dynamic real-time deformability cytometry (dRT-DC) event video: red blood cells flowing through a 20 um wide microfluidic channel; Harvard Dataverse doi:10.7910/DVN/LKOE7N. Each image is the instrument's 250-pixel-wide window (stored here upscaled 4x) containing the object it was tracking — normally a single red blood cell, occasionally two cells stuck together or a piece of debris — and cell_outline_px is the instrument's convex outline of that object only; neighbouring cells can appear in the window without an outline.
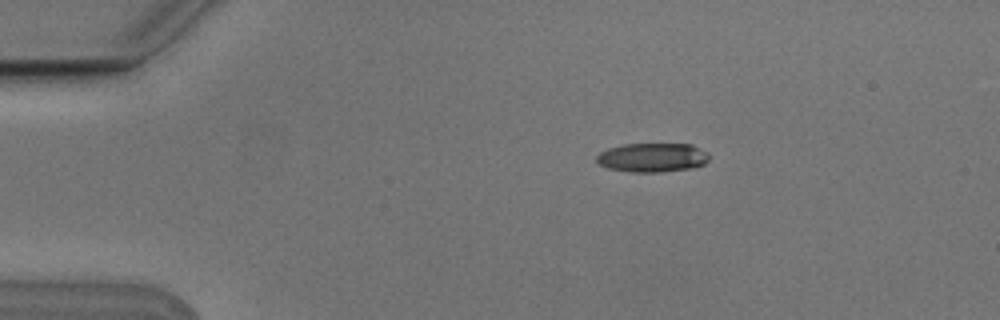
{"species": "Egyptian fruit bat (a non-hibernating species)", "species_latin": "Rousettus aegyptiacus", "temperature_condition": "cold", "stored_images_in_passage": 9, "camera_frame_rate_fps": 3000, "um_per_image_px": 0.085, "animal": {"sex": "male"}, "frame": {"image": 1, "passage_image": 1, "time_ms": 0.0, "image_size_px": [1000, 320], "cell_outline_px": [[712, 156], [704, 164], [696, 168], [664, 172], [628, 172], [608, 168], [600, 164], [596, 160], [596, 156], [600, 152], [608, 148], [624, 144], [692, 144], [708, 152]], "centroid_in_image_um": [55.51, 13.4], "position_along_channel_um": 29.5, "area_um2": 19.42}}
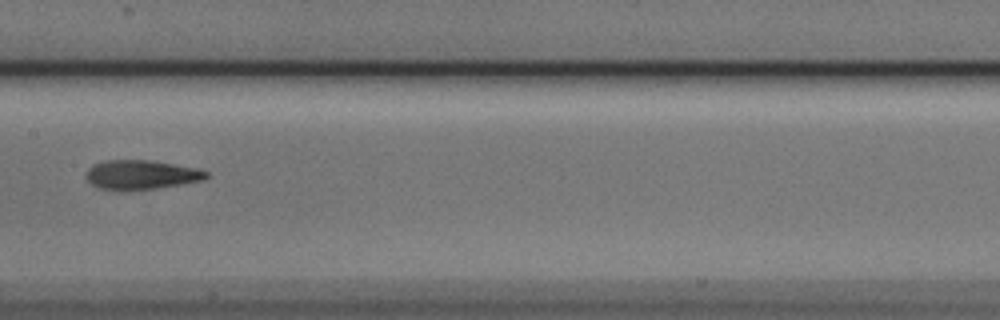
{"frame": {"image": 2, "passage_image": 6, "time_ms": 1.667, "image_size_px": [1000, 320], "cell_outline_px": [[208, 176], [204, 180], [184, 184], [128, 192], [120, 192], [96, 188], [84, 176], [88, 168], [92, 164], [104, 160], [152, 160], [200, 168], [208, 172]], "centroid_in_image_um": [11.98, 14.87], "position_along_channel_um": 195.4, "area_um2": 21.33}}
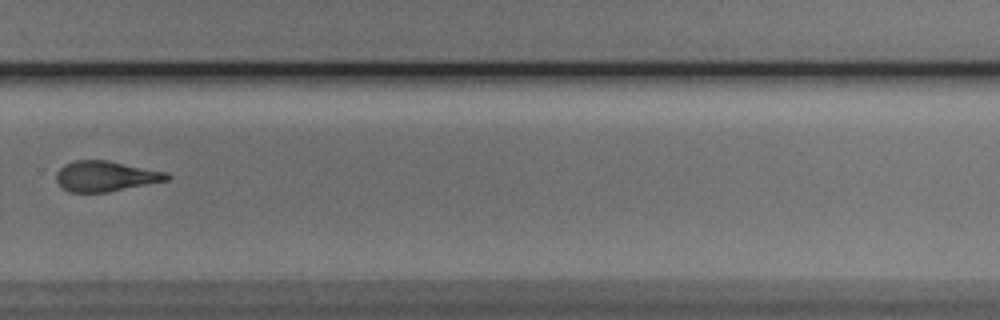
{"frame": {"image": 3, "passage_image": 9, "time_ms": 2.667, "image_size_px": [1000, 320], "cell_outline_px": [[172, 176], [168, 180], [108, 192], [68, 192], [56, 180], [56, 172], [64, 164], [76, 160], [108, 160], [168, 172]], "centroid_in_image_um": [8.99, 14.97], "position_along_channel_um": 320.8, "area_um2": 19.65}}